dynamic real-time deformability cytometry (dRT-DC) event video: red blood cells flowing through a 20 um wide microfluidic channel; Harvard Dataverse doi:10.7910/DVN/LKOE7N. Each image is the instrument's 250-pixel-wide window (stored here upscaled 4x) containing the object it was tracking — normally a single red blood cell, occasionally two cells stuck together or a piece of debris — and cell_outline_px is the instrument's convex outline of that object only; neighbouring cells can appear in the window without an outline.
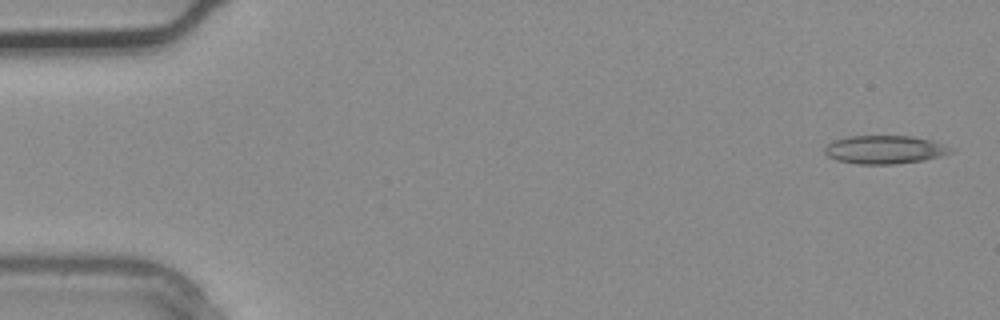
{"species": "common noctule bat (a hibernating species)", "species_latin": "Nyctalus noctula", "temperature_condition": "warm", "stored_images_in_passage": 3, "camera_frame_rate_fps": 3000, "um_per_image_px": 0.085, "animal": {"sex": "male", "body_mass_g": 20.4}, "frame": {"image": 1, "passage_image": 1, "time_ms": 0.0, "image_size_px": [1000, 320], "cell_outline_px": [[952, 152], [940, 156], [924, 160], [896, 164], [860, 164], [836, 160], [828, 156], [824, 152], [824, 148], [832, 140], [848, 136], [912, 136], [932, 140], [944, 144], [952, 148]], "centroid_in_image_um": [75.19, 12.71], "position_along_channel_um": 9.8, "area_um2": 20.87}}
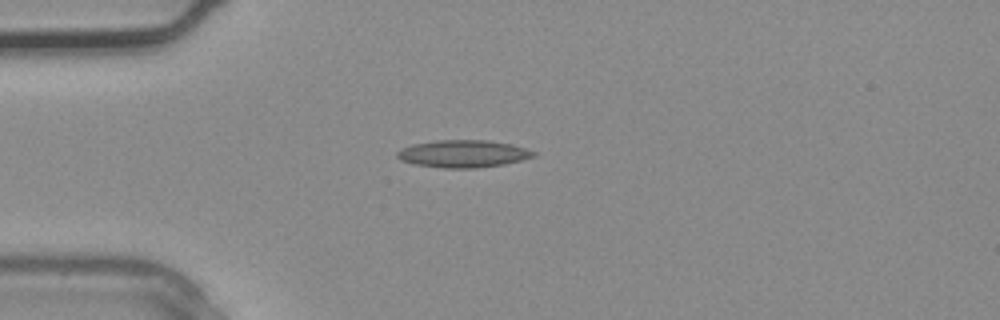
{"frame": {"image": 2, "passage_image": 3, "time_ms": 0.667, "image_size_px": [1000, 320], "cell_outline_px": [[536, 156], [504, 164], [476, 168], [444, 168], [412, 164], [400, 160], [396, 156], [396, 152], [400, 148], [412, 144], [436, 140], [488, 140], [512, 144], [536, 152]], "centroid_in_image_um": [39.32, 13.06], "position_along_channel_um": 45.7, "area_um2": 21.91}}